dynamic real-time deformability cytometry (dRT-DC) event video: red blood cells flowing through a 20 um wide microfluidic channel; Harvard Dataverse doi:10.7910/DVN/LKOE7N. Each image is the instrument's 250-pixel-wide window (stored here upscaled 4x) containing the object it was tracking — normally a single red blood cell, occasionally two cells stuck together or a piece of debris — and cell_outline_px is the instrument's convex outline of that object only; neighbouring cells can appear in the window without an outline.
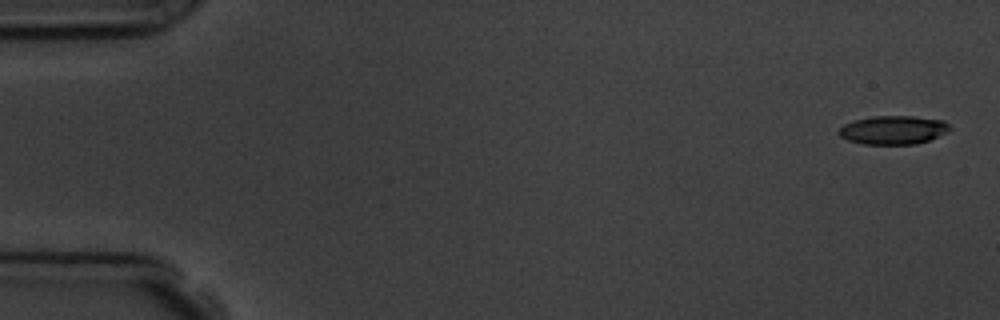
{"species": "common noctule bat (a hibernating species)", "species_latin": "Nyctalus noctula", "temperature_condition": "room temperature", "stored_images_in_passage": 9, "camera_frame_rate_fps": 3000, "um_per_image_px": 0.085, "animal": {"sex": "male", "body_mass_g": 19.5, "forearm_length_mm": 54.6}, "frame": {"image": 1, "passage_image": 1, "time_ms": 0.0, "image_size_px": [1000, 320], "cell_outline_px": [[952, 128], [948, 132], [928, 140], [916, 144], [864, 144], [848, 140], [840, 136], [836, 132], [844, 124], [852, 120], [872, 116], [912, 116], [944, 120]], "centroid_in_image_um": [75.91, 11.04], "position_along_channel_um": 9.1, "area_um2": 18.61}}